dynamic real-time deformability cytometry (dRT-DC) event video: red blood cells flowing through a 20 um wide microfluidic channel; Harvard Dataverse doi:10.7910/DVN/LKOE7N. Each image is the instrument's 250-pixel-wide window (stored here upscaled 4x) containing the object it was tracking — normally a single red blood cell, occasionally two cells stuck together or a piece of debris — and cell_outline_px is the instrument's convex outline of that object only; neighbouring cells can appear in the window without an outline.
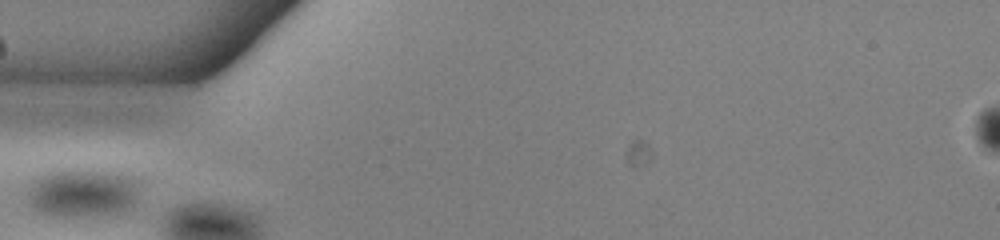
{"species": "common noctule bat (a hibernating species)", "species_latin": "Nyctalus noctula", "temperature_condition": "warm", "stored_images_in_passage": 14, "camera_frame_rate_fps": 3000, "um_per_image_px": 0.085, "animal": {"sex": "male", "body_mass_g": 13.0, "forearm_length_mm": 53.1}, "frame": {"image": 1, "passage_image": 1, "time_ms": 0.0, "image_size_px": [1000, 240], "cell_outline_px": [[136, 180], [132, 204], [128, 208], [116, 212], [64, 216], [56, 216], [44, 212], [36, 208], [32, 204], [28, 192], [32, 184], [36, 180], [52, 172], [120, 172]], "centroid_in_image_um": [7.01, 16.41], "position_along_channel_um": 78.0, "area_um2": 29.07}}